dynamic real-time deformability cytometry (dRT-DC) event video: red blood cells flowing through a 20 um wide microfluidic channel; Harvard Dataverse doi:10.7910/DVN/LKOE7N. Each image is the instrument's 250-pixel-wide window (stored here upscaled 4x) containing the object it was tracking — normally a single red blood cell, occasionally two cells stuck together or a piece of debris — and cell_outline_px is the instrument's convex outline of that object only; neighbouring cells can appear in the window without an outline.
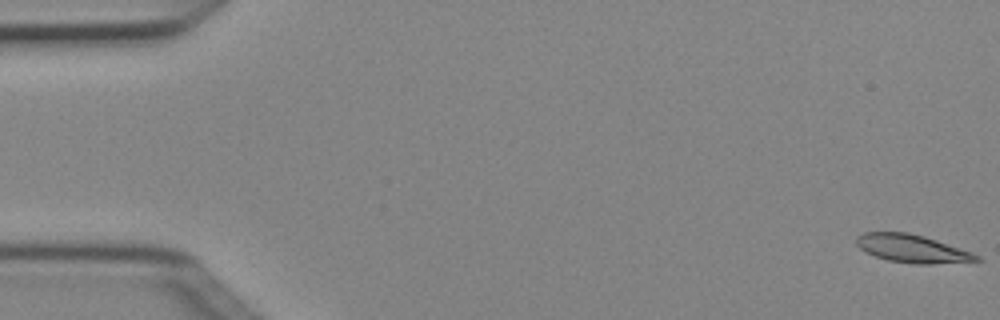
{"species": "Egyptian fruit bat (a non-hibernating species)", "species_latin": "Rousettus aegyptiacus", "temperature_condition": "cold", "stored_images_in_passage": 5, "camera_frame_rate_fps": 3000, "um_per_image_px": 0.085, "animal": {"sex": "female"}, "frame": {"image": 1, "passage_image": 1, "time_ms": 0.0, "image_size_px": [1000, 320], "cell_outline_px": [[984, 260], [932, 264], [916, 264], [888, 260], [876, 256], [860, 248], [856, 244], [856, 236], [864, 232], [908, 232], [924, 236], [972, 252], [980, 256]], "centroid_in_image_um": [77.55, 21.13], "position_along_channel_um": 7.5, "area_um2": 19.48}}
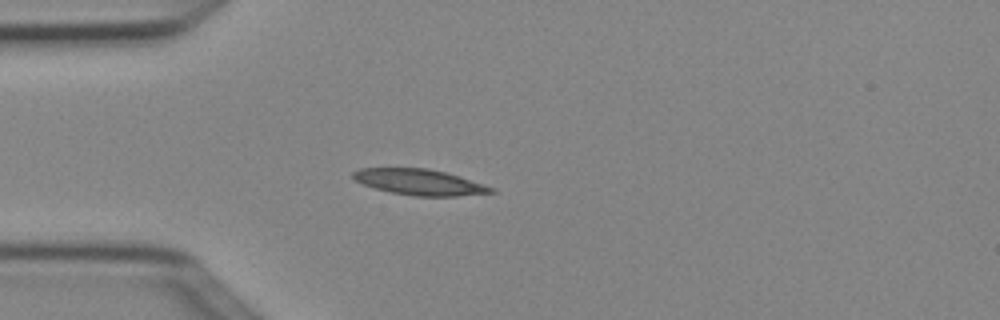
{"frame": {"image": 2, "passage_image": 4, "time_ms": 1.0, "image_size_px": [1000, 320], "cell_outline_px": [[496, 192], [456, 196], [416, 196], [392, 192], [376, 188], [364, 184], [356, 180], [352, 176], [352, 172], [360, 168], [428, 168], [444, 172], [484, 184], [496, 188]], "centroid_in_image_um": [35.68, 15.47], "position_along_channel_um": 49.3, "area_um2": 20.52}}